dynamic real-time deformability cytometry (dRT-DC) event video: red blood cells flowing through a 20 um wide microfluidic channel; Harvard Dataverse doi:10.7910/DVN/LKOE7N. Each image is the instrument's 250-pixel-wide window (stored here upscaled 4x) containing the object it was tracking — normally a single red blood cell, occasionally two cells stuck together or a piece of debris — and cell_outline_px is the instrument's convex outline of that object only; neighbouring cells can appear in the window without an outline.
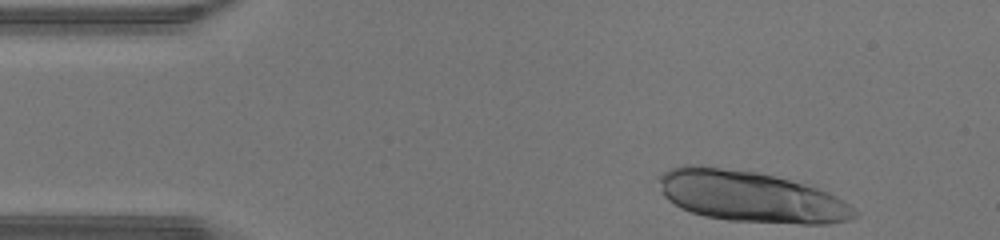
{"species": "human", "species_latin": "Homo sapiens", "temperature_condition": "warm", "stored_images_in_passage": 9, "camera_frame_rate_fps": 3000, "um_per_image_px": 0.085, "donor": {"sex": "male"}, "frame": {"image": 1, "passage_image": 1, "time_ms": 0.0, "image_size_px": [1000, 240], "cell_outline_px": [[860, 212], [856, 216], [848, 220], [828, 224], [800, 224], [728, 220], [704, 216], [680, 208], [668, 200], [660, 192], [660, 176], [664, 172], [672, 168], [684, 164], [696, 164], [756, 172], [776, 176], [804, 184], [816, 188], [836, 196], [844, 200]], "centroid_in_image_um": [63.81, 16.71], "position_along_channel_um": 21.2, "area_um2": 58.26}}